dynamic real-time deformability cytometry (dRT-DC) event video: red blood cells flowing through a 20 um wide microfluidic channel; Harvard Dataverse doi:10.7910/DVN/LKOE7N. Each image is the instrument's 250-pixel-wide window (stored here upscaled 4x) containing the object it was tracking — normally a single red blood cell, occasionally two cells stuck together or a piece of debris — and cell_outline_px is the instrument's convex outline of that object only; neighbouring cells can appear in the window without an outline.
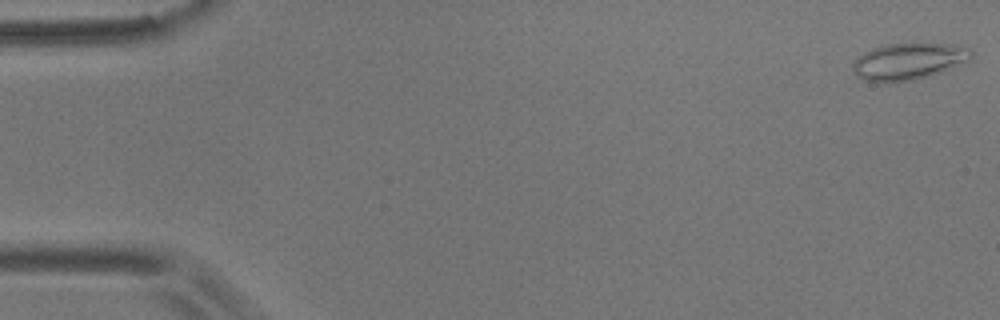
{"species": "common noctule bat (a hibernating species)", "species_latin": "Nyctalus noctula", "temperature_condition": "room temperature", "stored_images_in_passage": 56, "camera_frame_rate_fps": 3000, "um_per_image_px": 0.085, "animal": {"sex": "male", "body_mass_g": 17.9}, "frame": {"image": 1, "passage_image": 1, "time_ms": 0.0, "image_size_px": [1000, 320], "cell_outline_px": [[972, 60], [940, 72], [916, 80], [896, 84], [884, 84], [864, 80], [856, 76], [852, 68], [852, 64], [864, 52], [880, 44], [916, 40], [952, 44], [968, 48], [972, 52]], "centroid_in_image_um": [77.22, 5.19], "position_along_channel_um": 7.8, "area_um2": 26.82}}
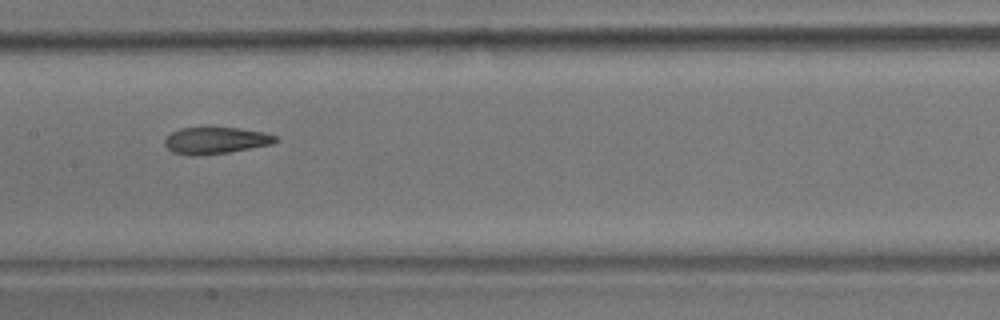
{"frame": {"image": 2, "passage_image": 28, "time_ms": 9.0, "image_size_px": [1000, 320], "cell_outline_px": [[280, 140], [272, 144], [228, 152], [192, 156], [188, 156], [172, 152], [164, 144], [164, 140], [172, 132], [180, 128], [240, 128], [264, 132], [276, 136]], "centroid_in_image_um": [18.33, 11.94], "position_along_channel_um": 189.1, "area_um2": 17.17}}
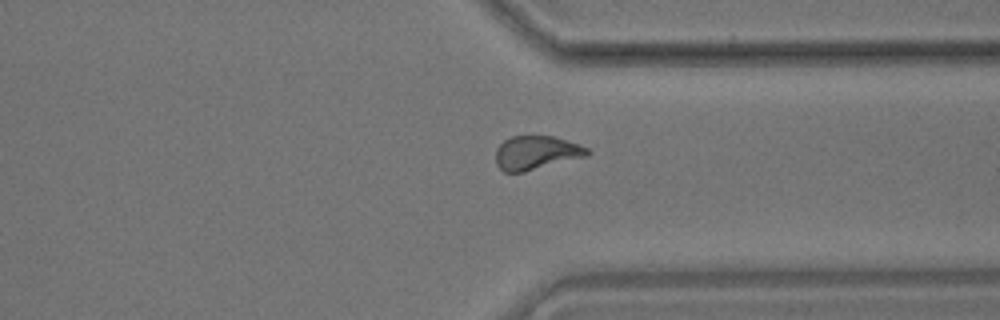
{"frame": {"image": 3, "passage_image": 43, "time_ms": 14.0, "image_size_px": [1000, 320], "cell_outline_px": [[592, 152], [588, 156], [524, 172], [504, 172], [496, 164], [496, 148], [504, 140], [512, 136], [552, 136], [580, 144], [588, 148]], "centroid_in_image_um": [45.6, 12.98], "position_along_channel_um": 365.8, "area_um2": 18.15}, "authors_computed_cell_mechanics": {"area_um2": 18.3226, "velocity_mm_per_s": 3.5453, "shape_relaxation_time_tau1_ms": null, "shape_relaxation_time_tau2_ms": 2.5375, "deformation_change_tau1": null, "deformation_change_tau2": 0.1034}}